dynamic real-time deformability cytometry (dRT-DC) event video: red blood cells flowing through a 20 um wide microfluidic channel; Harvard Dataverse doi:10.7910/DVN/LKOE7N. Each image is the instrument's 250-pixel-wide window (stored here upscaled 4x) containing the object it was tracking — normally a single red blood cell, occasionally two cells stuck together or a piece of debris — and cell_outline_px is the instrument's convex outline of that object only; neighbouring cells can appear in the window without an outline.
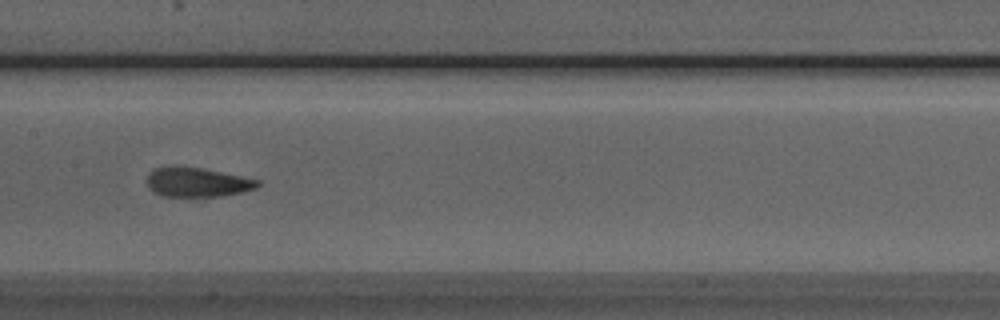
{"species": "Egyptian fruit bat (a non-hibernating species)", "species_latin": "Rousettus aegyptiacus", "temperature_condition": "room temperature", "stored_images_in_passage": 7, "camera_frame_rate_fps": 3000, "um_per_image_px": 0.085, "animal": {"sex": "male"}, "frame": {"image": 1, "passage_image": 7, "time_ms": 7.667, "image_size_px": [1000, 320], "cell_outline_px": [[260, 184], [256, 188], [240, 192], [220, 196], [160, 196], [152, 192], [148, 188], [144, 180], [148, 172], [156, 168], [172, 164], [176, 164], [200, 168], [260, 180]], "centroid_in_image_um": [16.64, 15.47], "position_along_channel_um": 190.8, "area_um2": 19.31}}